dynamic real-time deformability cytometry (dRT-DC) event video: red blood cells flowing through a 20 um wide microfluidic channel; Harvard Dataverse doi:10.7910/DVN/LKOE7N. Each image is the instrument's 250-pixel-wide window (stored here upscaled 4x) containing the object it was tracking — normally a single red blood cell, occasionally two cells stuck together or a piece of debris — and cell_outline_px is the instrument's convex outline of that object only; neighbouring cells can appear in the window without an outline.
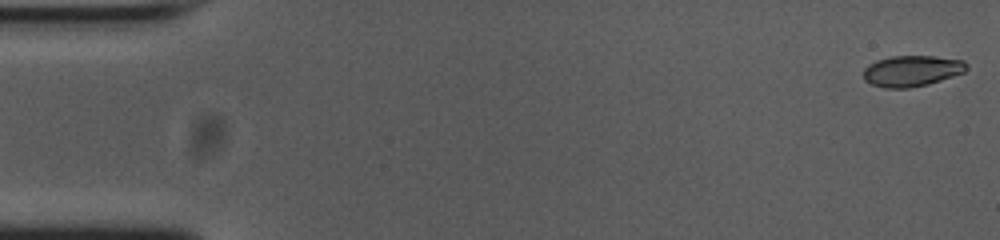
{"species": "common noctule bat (a hibernating species)", "species_latin": "Nyctalus noctula", "temperature_condition": "cold", "stored_images_in_passage": 54, "camera_frame_rate_fps": 3000, "um_per_image_px": 0.085, "animal": {"sex": "female", "body_mass_g": 23.0, "forearm_length_mm": 53.4}, "frame": {"image": 1, "passage_image": 1, "time_ms": 0.0, "image_size_px": [1000, 240], "cell_outline_px": [[968, 68], [964, 72], [928, 84], [908, 88], [884, 88], [872, 84], [864, 80], [864, 68], [868, 64], [876, 60], [892, 56], [932, 56], [964, 60], [968, 64]], "centroid_in_image_um": [77.5, 6.02], "position_along_channel_um": 7.5, "area_um2": 18.61}}
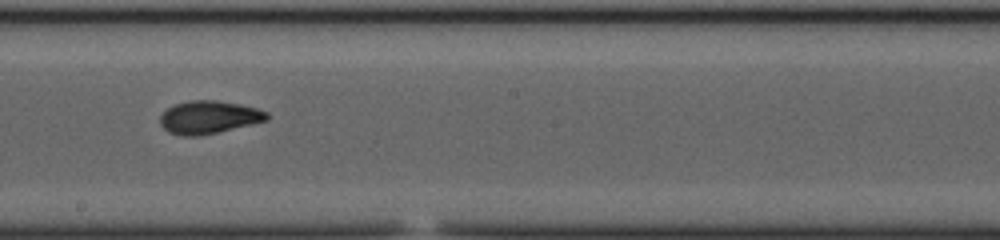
{"frame": {"image": 2, "passage_image": 30, "time_ms": 9.667, "image_size_px": [1000, 240], "cell_outline_px": [[268, 120], [252, 124], [216, 132], [196, 136], [180, 136], [168, 132], [160, 124], [160, 116], [172, 104], [192, 100], [216, 100], [240, 104], [256, 108], [268, 112]], "centroid_in_image_um": [17.73, 9.96], "position_along_channel_um": 230.5, "area_um2": 20.4}}
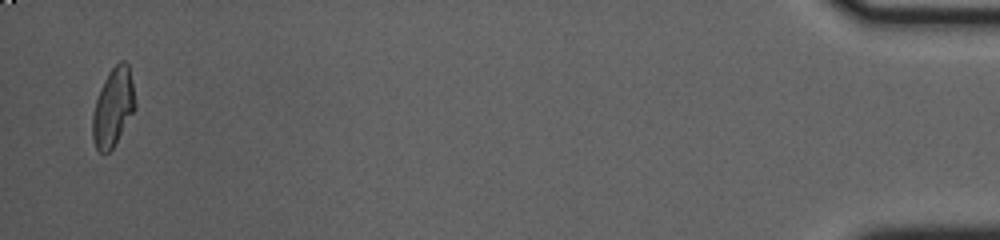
{"frame": {"image": 3, "passage_image": 53, "time_ms": 17.333, "image_size_px": [1000, 240], "cell_outline_px": [[136, 108], [112, 148], [108, 152], [100, 152], [96, 148], [92, 136], [92, 116], [96, 100], [100, 88], [108, 72], [120, 60], [124, 60], [128, 64], [136, 104]], "centroid_in_image_um": [9.61, 9.1], "position_along_channel_um": 425.6, "area_um2": 19.19}, "authors_computed_cell_mechanics": {"area_um2": 19.652, "velocity_mm_per_s": 3.7383, "shape_relaxation_time_tau1_ms": 8.3761, "shape_relaxation_time_tau2_ms": 2.6144, "deformation_change_tau1": 0.2441, "deformation_change_tau2": 0.0802}}